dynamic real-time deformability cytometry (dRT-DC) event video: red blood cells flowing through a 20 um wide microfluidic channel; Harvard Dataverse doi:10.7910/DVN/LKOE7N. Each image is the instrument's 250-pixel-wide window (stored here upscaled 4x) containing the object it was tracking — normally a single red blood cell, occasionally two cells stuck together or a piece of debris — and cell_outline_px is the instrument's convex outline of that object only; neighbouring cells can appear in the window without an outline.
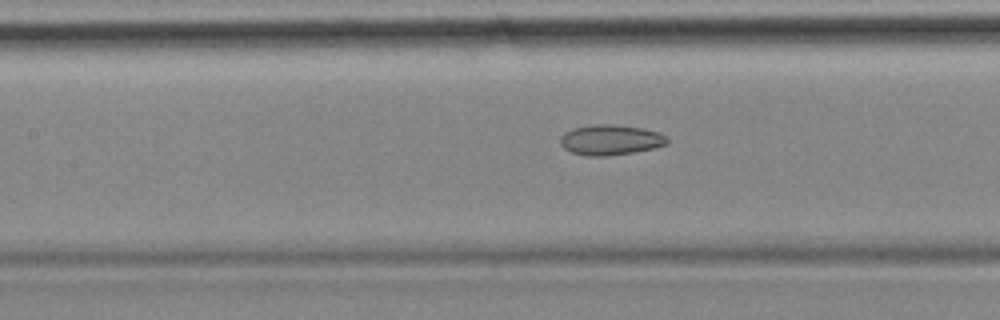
{"species": "common noctule bat (a hibernating species)", "species_latin": "Nyctalus noctula", "temperature_condition": "cold", "stored_images_in_passage": 19, "camera_frame_rate_fps": 3000, "um_per_image_px": 0.085, "animal": {"sex": "female", "body_mass_g": 18.4}, "frame": {"image": 1, "passage_image": 9, "time_ms": 2.667, "image_size_px": [1000, 320], "cell_outline_px": [[668, 144], [652, 148], [632, 152], [608, 156], [588, 156], [572, 152], [564, 148], [560, 144], [560, 136], [564, 132], [572, 128], [596, 124], [612, 124], [644, 128], [656, 132], [664, 136], [668, 140]], "centroid_in_image_um": [51.85, 11.88], "position_along_channel_um": 155.6, "area_um2": 18.79}}
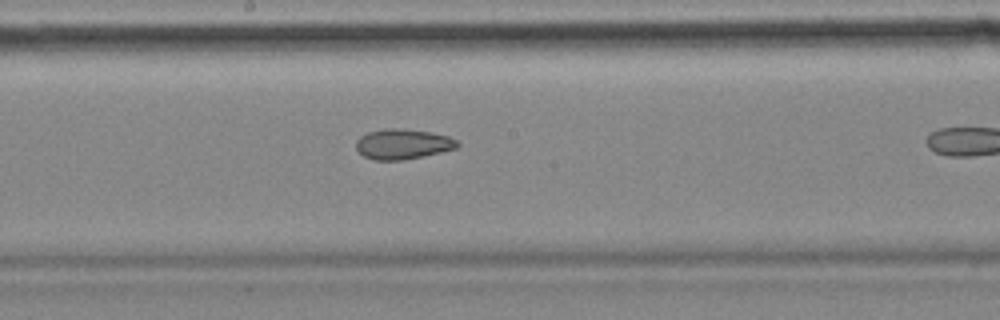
{"frame": {"image": 2, "passage_image": 14, "time_ms": 4.333, "image_size_px": [1000, 320], "cell_outline_px": [[460, 144], [456, 148], [440, 152], [400, 160], [372, 160], [364, 156], [356, 148], [356, 140], [360, 136], [368, 132], [388, 128], [400, 128], [432, 132], [448, 136], [456, 140]], "centroid_in_image_um": [34.22, 12.23], "position_along_channel_um": 214.0, "area_um2": 17.69}}